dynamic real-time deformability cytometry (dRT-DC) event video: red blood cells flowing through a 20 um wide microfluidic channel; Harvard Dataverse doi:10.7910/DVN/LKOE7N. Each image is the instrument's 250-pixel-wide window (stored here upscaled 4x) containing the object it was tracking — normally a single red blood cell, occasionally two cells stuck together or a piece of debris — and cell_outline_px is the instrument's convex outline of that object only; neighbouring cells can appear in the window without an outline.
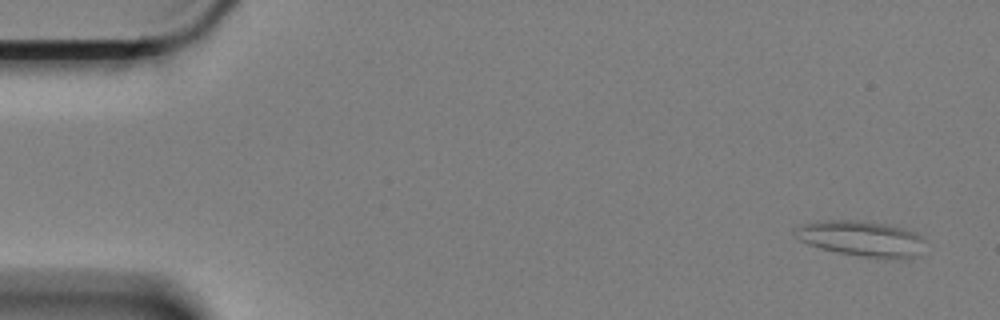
{"species": "Egyptian fruit bat (a non-hibernating species)", "species_latin": "Rousettus aegyptiacus", "temperature_condition": "cold", "stored_images_in_passage": 56, "camera_frame_rate_fps": 3000, "um_per_image_px": 0.085, "animal": {"sex": "female"}, "frame": {"image": 1, "passage_image": 4, "time_ms": 1.0, "image_size_px": [1000, 320], "cell_outline_px": [[920, 240], [912, 260], [880, 260], [836, 252], [808, 244], [800, 240], [792, 232], [792, 228], [816, 220], [852, 220], [884, 224], [900, 228], [912, 232], [920, 236]], "centroid_in_image_um": [73.1, 20.31], "position_along_channel_um": 11.9, "area_um2": 26.76}}
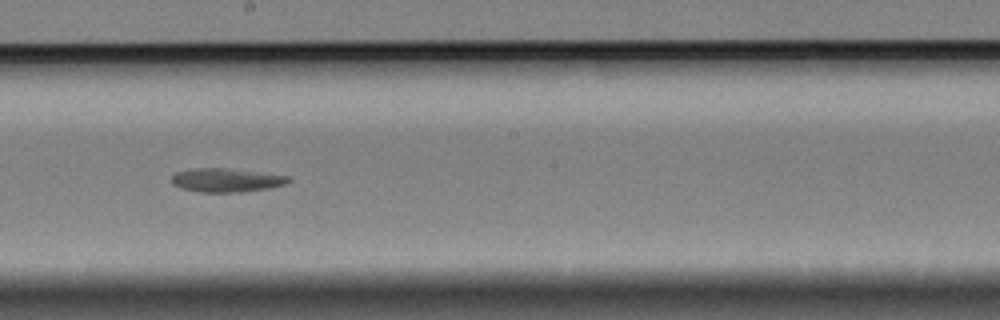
{"frame": {"image": 2, "passage_image": 35, "time_ms": 11.333, "image_size_px": [1000, 320], "cell_outline_px": [[292, 180], [288, 184], [272, 188], [244, 192], [200, 192], [180, 188], [172, 184], [172, 176], [176, 172], [196, 168], [224, 168], [288, 176]], "centroid_in_image_um": [19.26, 15.33], "position_along_channel_um": 228.9, "area_um2": 16.18}}
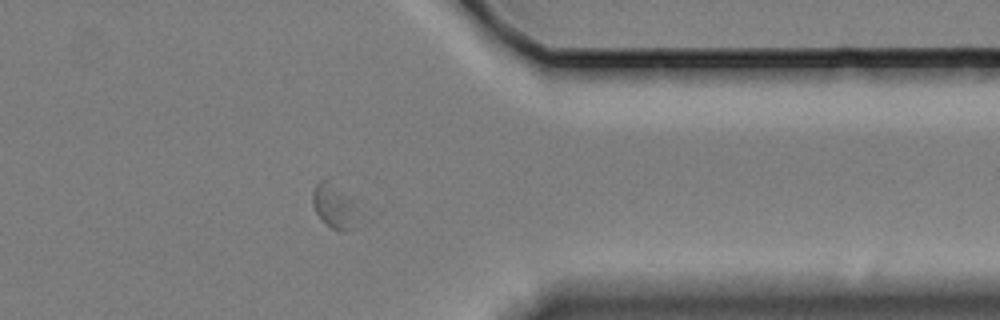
{"frame": {"image": 3, "passage_image": 50, "time_ms": 16.333, "image_size_px": [1000, 320], "cell_outline_px": [[356, 228], [344, 232], [340, 232], [332, 228], [316, 212], [312, 204], [312, 192], [316, 184], [320, 180], [324, 180], [356, 196]], "centroid_in_image_um": [28.47, 17.52], "position_along_channel_um": 382.9, "area_um2": 12.02}}